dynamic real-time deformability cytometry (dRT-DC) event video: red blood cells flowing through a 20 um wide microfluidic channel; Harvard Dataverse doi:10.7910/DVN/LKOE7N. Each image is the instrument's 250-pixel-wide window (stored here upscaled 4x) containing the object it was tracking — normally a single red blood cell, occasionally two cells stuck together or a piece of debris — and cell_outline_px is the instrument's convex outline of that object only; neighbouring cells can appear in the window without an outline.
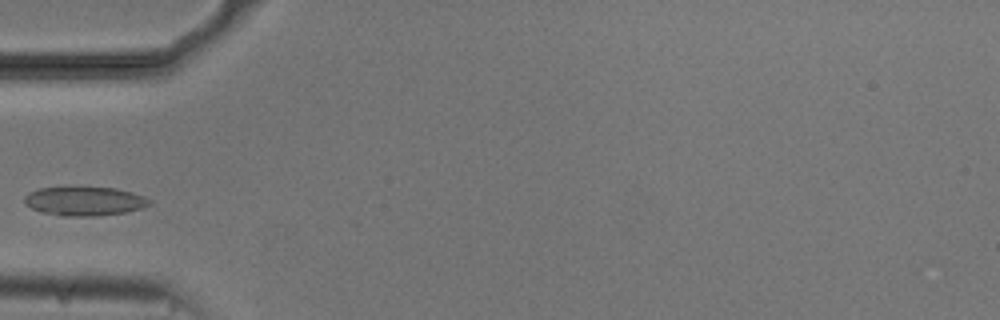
{"species": "common noctule bat (a hibernating species)", "species_latin": "Nyctalus noctula", "temperature_condition": "cold", "stored_images_in_passage": 16, "camera_frame_rate_fps": 3000, "um_per_image_px": 0.085, "animal": {"sex": "male", "body_mass_g": 20.5, "forearm_length_mm": 52.5}, "frame": {"image": 1, "passage_image": 1, "time_ms": 0.0, "image_size_px": [1000, 320], "cell_outline_px": [[152, 204], [144, 208], [124, 212], [92, 216], [60, 216], [40, 212], [24, 204], [24, 196], [28, 192], [40, 188], [68, 184], [116, 188], [132, 192], [148, 200]], "centroid_in_image_um": [7.09, 17.05], "position_along_channel_um": 77.9, "area_um2": 21.96}}
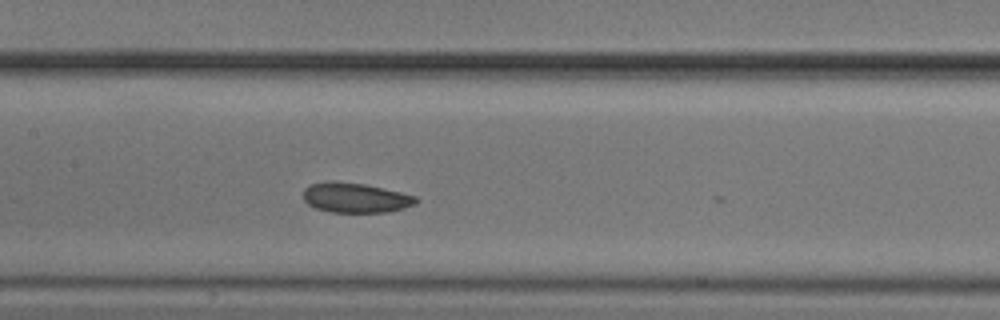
{"frame": {"image": 2, "passage_image": 9, "time_ms": 2.667, "image_size_px": [1000, 320], "cell_outline_px": [[420, 200], [416, 204], [388, 212], [332, 212], [316, 208], [308, 204], [304, 200], [304, 188], [312, 184], [328, 180], [336, 180], [364, 184], [384, 188], [416, 196]], "centroid_in_image_um": [30.22, 16.79], "position_along_channel_um": 177.2, "area_um2": 19.71}}
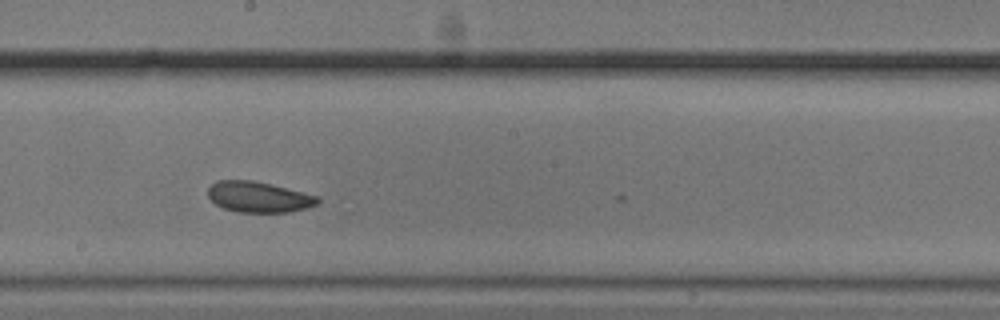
{"frame": {"image": 3, "passage_image": 13, "time_ms": 4.0, "image_size_px": [1000, 320], "cell_outline_px": [[320, 200], [316, 204], [308, 208], [288, 212], [236, 212], [224, 208], [216, 204], [208, 196], [208, 188], [216, 180], [252, 180], [320, 196]], "centroid_in_image_um": [21.99, 16.74], "position_along_channel_um": 226.2, "area_um2": 19.59}}